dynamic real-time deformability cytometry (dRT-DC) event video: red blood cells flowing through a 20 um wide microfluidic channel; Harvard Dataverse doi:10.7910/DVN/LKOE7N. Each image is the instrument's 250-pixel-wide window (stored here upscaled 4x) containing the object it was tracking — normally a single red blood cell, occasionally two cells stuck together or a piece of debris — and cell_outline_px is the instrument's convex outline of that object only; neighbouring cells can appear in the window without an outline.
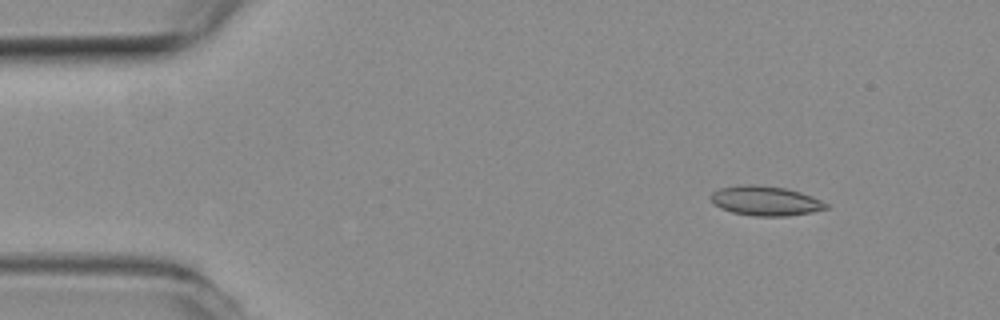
{"species": "common noctule bat (a hibernating species)", "species_latin": "Nyctalus noctula", "temperature_condition": "room temperature", "stored_images_in_passage": 49, "camera_frame_rate_fps": 3000, "um_per_image_px": 0.085, "animal": {"sex": "female", "body_mass_g": 19.3, "forearm_length_mm": 54.1}, "frame": {"image": 1, "passage_image": 1, "time_ms": 0.0, "image_size_px": [1000, 320], "cell_outline_px": [[828, 208], [812, 212], [788, 216], [752, 216], [732, 212], [720, 208], [712, 200], [712, 192], [720, 188], [740, 184], [756, 184], [784, 188], [800, 192], [812, 196], [828, 204]], "centroid_in_image_um": [65.07, 17.07], "position_along_channel_um": 19.9, "area_um2": 19.83}}
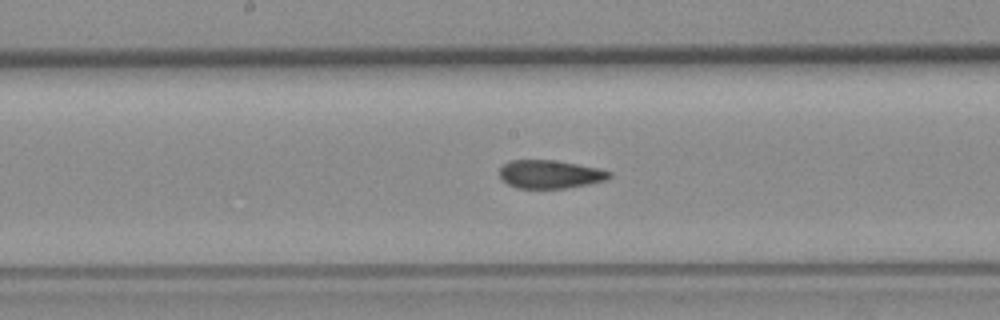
{"frame": {"image": 2, "passage_image": 22, "time_ms": 7.0, "image_size_px": [1000, 320], "cell_outline_px": [[612, 176], [608, 180], [588, 184], [564, 188], [516, 188], [500, 180], [500, 168], [508, 160], [552, 160], [576, 164], [596, 168], [612, 172]], "centroid_in_image_um": [46.73, 14.81], "position_along_channel_um": 201.5, "area_um2": 18.09}}
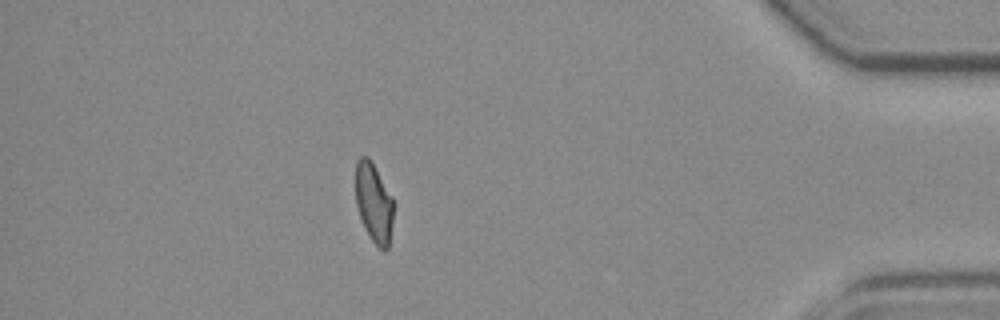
{"frame": {"image": 3, "passage_image": 42, "time_ms": 13.667, "image_size_px": [1000, 320], "cell_outline_px": [[392, 224], [388, 248], [380, 248], [372, 240], [364, 228], [356, 204], [356, 160], [360, 156], [368, 156], [392, 196]], "centroid_in_image_um": [31.75, 17.21], "position_along_channel_um": 403.4, "area_um2": 17.17}, "authors_computed_cell_mechanics": {"area_um2": 18.9584, "velocity_mm_per_s": 3.7773, "shape_relaxation_time_tau1_ms": 10.0815, "shape_relaxation_time_tau2_ms": 1.7426, "deformation_change_tau1": 0.2252, "deformation_change_tau2": 0.0677}}